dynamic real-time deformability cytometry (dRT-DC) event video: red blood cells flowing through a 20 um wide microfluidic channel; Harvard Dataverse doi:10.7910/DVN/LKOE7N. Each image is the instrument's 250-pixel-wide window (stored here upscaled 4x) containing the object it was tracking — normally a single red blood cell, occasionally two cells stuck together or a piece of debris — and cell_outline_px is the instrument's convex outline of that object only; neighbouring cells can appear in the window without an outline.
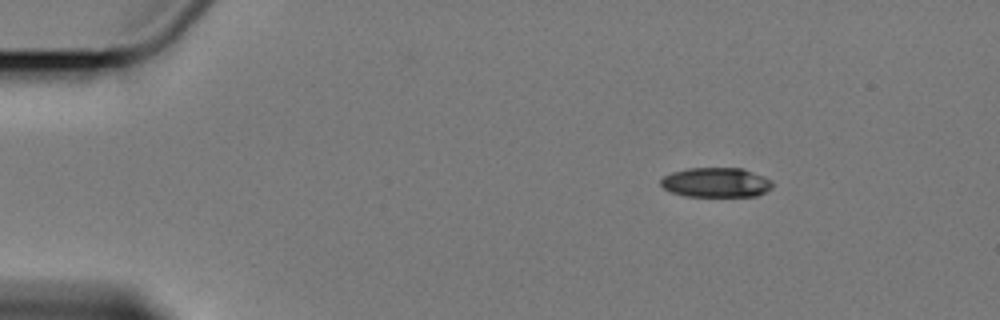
{"species": "Egyptian fruit bat (a non-hibernating species)", "species_latin": "Rousettus aegyptiacus", "temperature_condition": "cold", "stored_images_in_passage": 3, "camera_frame_rate_fps": 3000, "um_per_image_px": 0.085, "animal": {"sex": "female"}, "frame": {"image": 1, "passage_image": 1, "time_ms": 0.0, "image_size_px": [1000, 320], "cell_outline_px": [[772, 188], [756, 196], [684, 196], [672, 192], [664, 188], [660, 184], [660, 180], [664, 176], [672, 172], [688, 168], [744, 168], [764, 176], [772, 180]], "centroid_in_image_um": [60.87, 15.5], "position_along_channel_um": 24.1, "area_um2": 19.36}}